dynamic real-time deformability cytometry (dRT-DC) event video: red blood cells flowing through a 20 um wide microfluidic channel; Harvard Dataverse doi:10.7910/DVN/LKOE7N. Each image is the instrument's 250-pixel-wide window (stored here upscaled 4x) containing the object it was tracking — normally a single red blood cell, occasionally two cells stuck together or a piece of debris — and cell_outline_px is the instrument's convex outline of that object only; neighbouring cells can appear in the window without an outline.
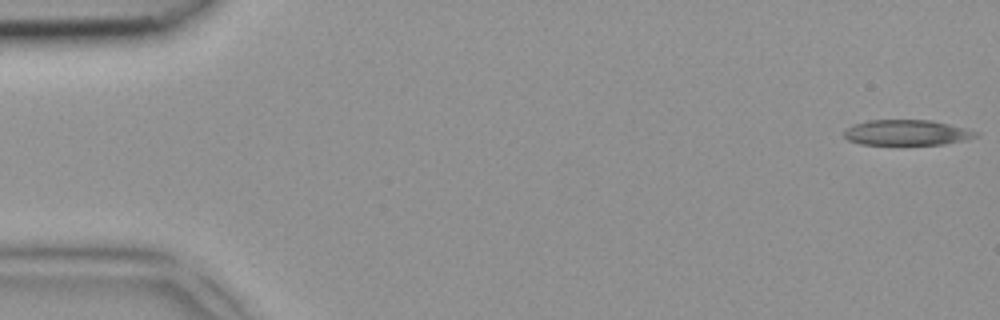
{"species": "common noctule bat (a hibernating species)", "species_latin": "Nyctalus noctula", "temperature_condition": "room temperature", "stored_images_in_passage": 4, "camera_frame_rate_fps": 3000, "um_per_image_px": 0.085, "animal": {"sex": "female", "body_mass_g": 18.4}, "frame": {"image": 1, "passage_image": 1, "time_ms": 0.0, "image_size_px": [1000, 320], "cell_outline_px": [[980, 132], [976, 136], [968, 140], [944, 144], [860, 144], [848, 140], [844, 136], [844, 128], [852, 124], [868, 120], [932, 120], [968, 128]], "centroid_in_image_um": [77.09, 11.26], "position_along_channel_um": 7.9, "area_um2": 19.77}}